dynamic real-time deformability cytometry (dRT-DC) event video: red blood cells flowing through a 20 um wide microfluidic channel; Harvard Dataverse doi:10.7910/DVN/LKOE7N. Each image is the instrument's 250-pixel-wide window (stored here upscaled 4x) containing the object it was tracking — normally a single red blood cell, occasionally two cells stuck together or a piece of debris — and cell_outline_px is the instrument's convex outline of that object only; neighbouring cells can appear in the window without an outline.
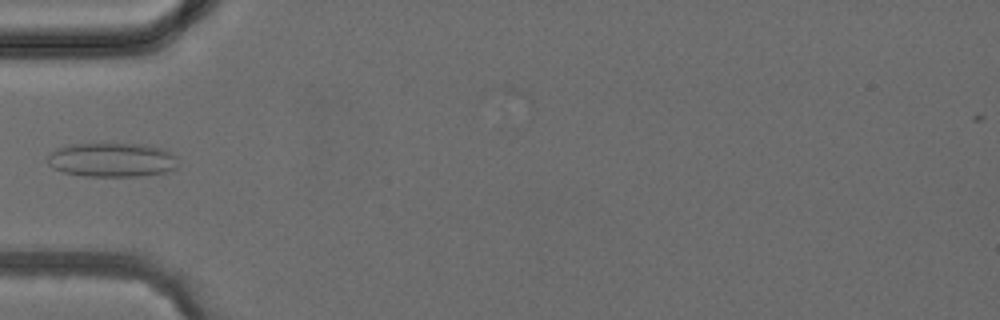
{"species": "common noctule bat (a hibernating species)", "species_latin": "Nyctalus noctula", "temperature_condition": "cold", "stored_images_in_passage": 4, "camera_frame_rate_fps": 3000, "um_per_image_px": 0.085, "animal": {"sex": "female", "body_mass_g": 24.6, "forearm_length_mm": 56.2}, "frame": {"image": 1, "passage_image": 4, "time_ms": 3.667, "image_size_px": [1000, 320], "cell_outline_px": [[176, 168], [164, 172], [140, 176], [84, 176], [64, 172], [52, 168], [48, 164], [48, 156], [56, 148], [72, 144], [140, 144], [164, 148], [176, 156]], "centroid_in_image_um": [9.51, 13.59], "position_along_channel_um": 75.5, "area_um2": 25.89}}